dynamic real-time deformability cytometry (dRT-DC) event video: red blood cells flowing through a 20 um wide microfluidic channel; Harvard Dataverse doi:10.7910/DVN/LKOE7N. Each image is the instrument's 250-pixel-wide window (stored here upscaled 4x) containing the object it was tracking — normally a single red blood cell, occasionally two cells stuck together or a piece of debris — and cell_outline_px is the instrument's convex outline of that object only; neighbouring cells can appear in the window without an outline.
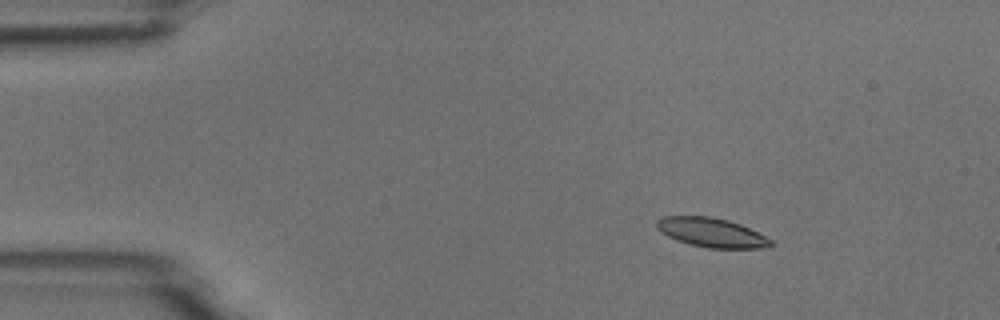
{"species": "common noctule bat (a hibernating species)", "species_latin": "Nyctalus noctula", "temperature_condition": "room temperature", "stored_images_in_passage": 4, "camera_frame_rate_fps": 3000, "um_per_image_px": 0.085, "animal": {"sex": "male", "body_mass_g": 18.8}, "frame": {"image": 1, "passage_image": 2, "time_ms": 1.0, "image_size_px": [1000, 320], "cell_outline_px": [[772, 244], [768, 248], [708, 248], [688, 244], [676, 240], [660, 232], [656, 228], [656, 220], [664, 216], [712, 216], [728, 220], [740, 224], [772, 240]], "centroid_in_image_um": [60.44, 19.76], "position_along_channel_um": 24.6, "area_um2": 19.48}}